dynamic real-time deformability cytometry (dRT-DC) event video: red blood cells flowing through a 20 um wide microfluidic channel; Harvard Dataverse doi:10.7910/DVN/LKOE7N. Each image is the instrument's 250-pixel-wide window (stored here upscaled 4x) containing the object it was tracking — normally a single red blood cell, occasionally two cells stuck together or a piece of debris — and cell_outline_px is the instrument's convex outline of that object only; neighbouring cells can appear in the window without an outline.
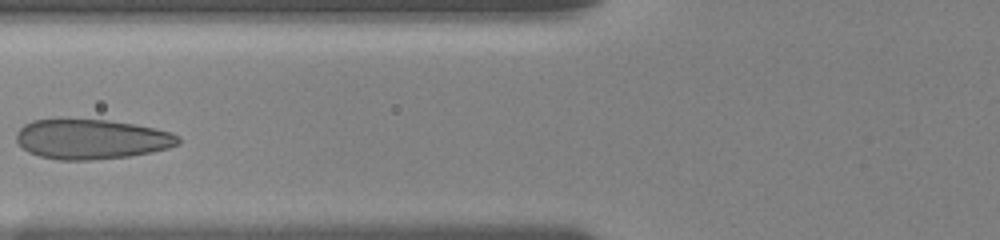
{"species": "human", "species_latin": "Homo sapiens", "temperature_condition": "room temperature", "stored_images_in_passage": 22, "camera_frame_rate_fps": 3000, "um_per_image_px": 0.085, "donor": {"sex": "female"}, "frame": {"image": 1, "passage_image": 8, "time_ms": 4.333, "image_size_px": [1000, 240], "cell_outline_px": [[180, 144], [168, 148], [152, 152], [128, 156], [88, 160], [60, 160], [40, 156], [28, 152], [16, 140], [16, 132], [24, 124], [32, 120], [108, 120], [136, 124], [156, 128], [172, 132], [180, 136]], "centroid_in_image_um": [7.82, 11.83], "position_along_channel_um": 118.0, "area_um2": 37.57}}
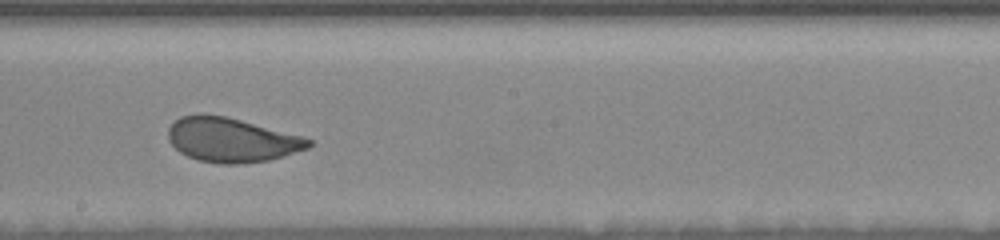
{"frame": {"image": 2, "passage_image": 13, "time_ms": 7.333, "image_size_px": [1000, 240], "cell_outline_px": [[312, 144], [308, 148], [284, 156], [268, 160], [236, 164], [220, 164], [196, 160], [180, 152], [168, 140], [168, 128], [180, 116], [196, 112], [200, 112], [224, 116], [304, 136], [312, 140]], "centroid_in_image_um": [19.66, 11.88], "position_along_channel_um": 228.5, "area_um2": 36.47}}
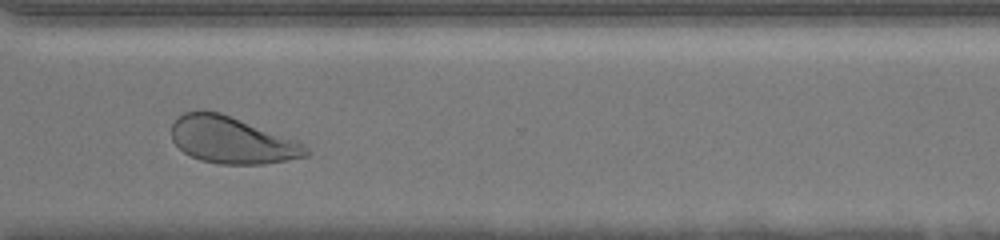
{"frame": {"image": 3, "passage_image": 20, "time_ms": 10.667, "image_size_px": [1000, 240], "cell_outline_px": [[308, 156], [264, 164], [216, 164], [200, 160], [184, 152], [172, 140], [172, 124], [184, 112], [220, 112], [296, 140], [304, 144], [308, 148]], "centroid_in_image_um": [19.72, 11.93], "position_along_channel_um": 350.9, "area_um2": 36.18}, "authors_computed_cell_mechanics": {"area_um2": 36.992, "velocity_mm_per_s": 3.6719, "shape_relaxation_time_tau1_ms": 2.9359, "shape_relaxation_time_tau2_ms": null, "deformation_change_tau1": 0.1375, "deformation_change_tau2": null}}